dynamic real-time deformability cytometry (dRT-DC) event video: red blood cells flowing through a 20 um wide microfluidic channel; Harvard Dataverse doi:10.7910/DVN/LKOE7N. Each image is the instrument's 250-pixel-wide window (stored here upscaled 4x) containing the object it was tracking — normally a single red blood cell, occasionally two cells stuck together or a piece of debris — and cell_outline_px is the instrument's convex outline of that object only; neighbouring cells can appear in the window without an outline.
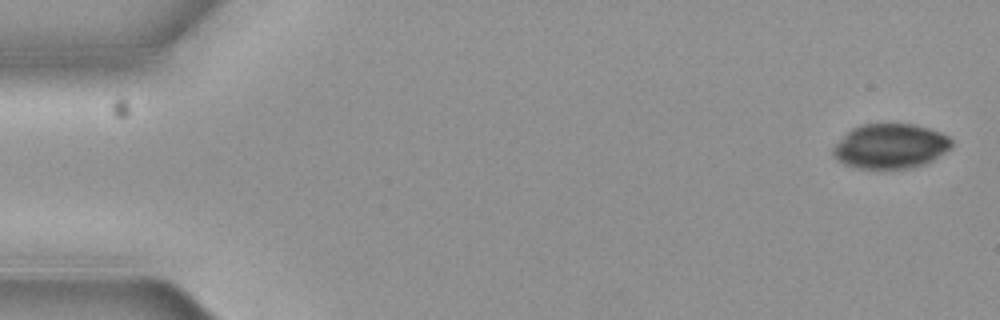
{"species": "common noctule bat (a hibernating species)", "species_latin": "Nyctalus noctula", "temperature_condition": "cold", "stored_images_in_passage": 5, "camera_frame_rate_fps": 3000, "um_per_image_px": 0.085, "animal": {"sex": "female", "body_mass_g": 19.3, "forearm_length_mm": 54.1}, "frame": {"image": 1, "passage_image": 1, "time_ms": 0.0, "image_size_px": [1000, 320], "cell_outline_px": [[952, 148], [932, 160], [924, 164], [912, 168], [856, 168], [844, 164], [836, 160], [832, 156], [832, 148], [852, 128], [864, 124], [912, 124], [928, 128], [940, 132], [948, 136], [952, 140]], "centroid_in_image_um": [75.68, 12.43], "position_along_channel_um": 9.3, "area_um2": 30.87}}